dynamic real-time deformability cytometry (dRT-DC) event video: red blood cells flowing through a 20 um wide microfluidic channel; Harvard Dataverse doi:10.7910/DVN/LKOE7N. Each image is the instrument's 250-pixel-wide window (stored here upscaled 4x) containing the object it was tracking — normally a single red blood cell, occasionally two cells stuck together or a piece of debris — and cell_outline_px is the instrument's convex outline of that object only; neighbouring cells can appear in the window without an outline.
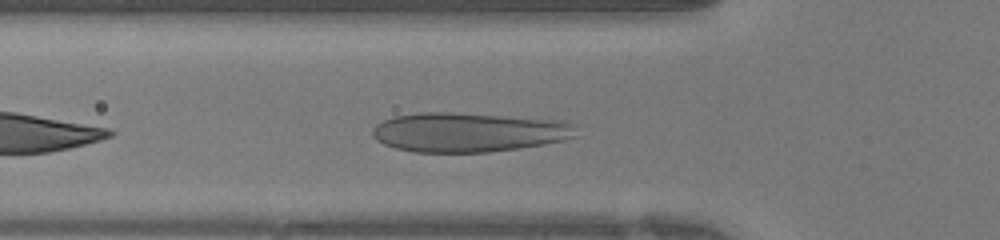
{"species": "human", "species_latin": "Homo sapiens", "temperature_condition": "warm", "stored_images_in_passage": 30, "camera_frame_rate_fps": 3000, "um_per_image_px": 0.085, "donor": {"sex": "female"}, "frame": {"image": 1, "passage_image": 4, "time_ms": 1.0, "image_size_px": [1000, 240], "cell_outline_px": [[576, 124], [572, 136], [564, 140], [544, 144], [520, 148], [488, 152], [416, 152], [396, 148], [384, 144], [376, 140], [372, 136], [372, 128], [376, 124], [392, 116], [420, 112], [444, 112], [564, 120]], "centroid_in_image_um": [39.78, 11.24], "position_along_channel_um": 86.0, "area_um2": 46.7}}
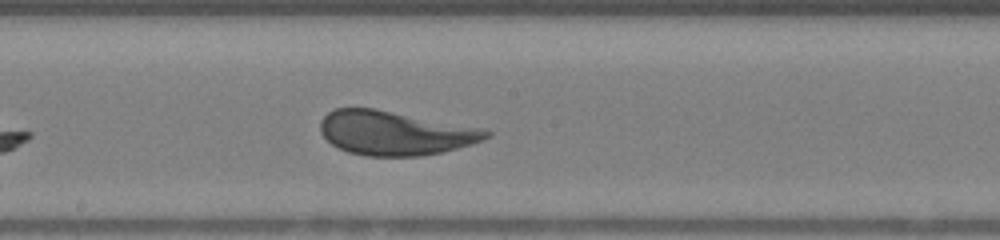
{"frame": {"image": 2, "passage_image": 12, "time_ms": 3.667, "image_size_px": [1000, 240], "cell_outline_px": [[492, 136], [484, 140], [472, 144], [440, 152], [420, 156], [364, 156], [348, 152], [332, 144], [320, 132], [320, 120], [328, 112], [336, 108], [376, 108], [480, 128], [492, 132]], "centroid_in_image_um": [33.55, 11.3], "position_along_channel_um": 214.6, "area_um2": 42.54}}
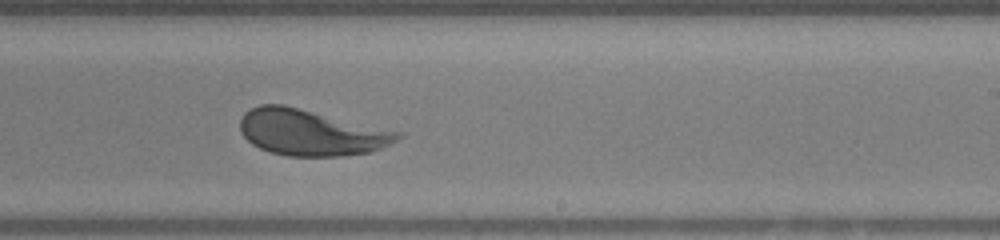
{"frame": {"image": 3, "passage_image": 15, "time_ms": 4.667, "image_size_px": [1000, 240], "cell_outline_px": [[404, 136], [372, 152], [344, 156], [288, 156], [268, 152], [252, 144], [240, 132], [240, 120], [244, 112], [260, 104], [284, 104], [404, 132]], "centroid_in_image_um": [26.44, 11.26], "position_along_channel_um": 262.6, "area_um2": 42.71}}